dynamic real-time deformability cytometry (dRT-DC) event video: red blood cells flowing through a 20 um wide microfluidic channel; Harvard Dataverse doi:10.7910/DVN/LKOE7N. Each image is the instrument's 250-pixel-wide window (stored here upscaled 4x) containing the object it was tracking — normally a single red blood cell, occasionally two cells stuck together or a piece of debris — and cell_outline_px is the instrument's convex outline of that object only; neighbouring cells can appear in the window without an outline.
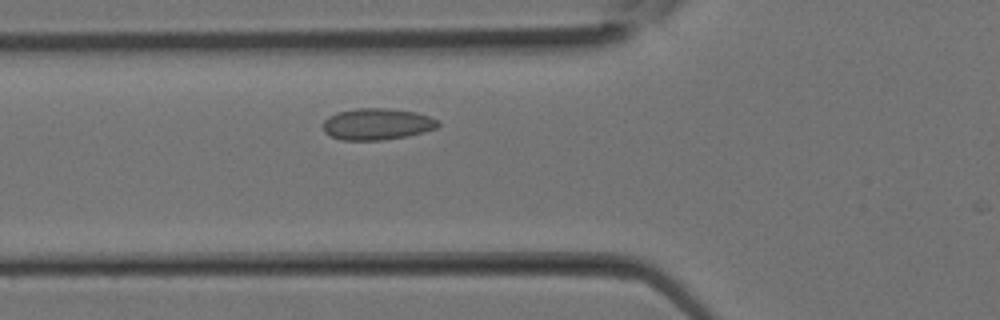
{"species": "Egyptian fruit bat (a non-hibernating species)", "species_latin": "Rousettus aegyptiacus", "temperature_condition": "room temperature", "stored_images_in_passage": 3, "camera_frame_rate_fps": 3000, "um_per_image_px": 0.085, "animal": {"sex": "female"}, "frame": {"image": 1, "passage_image": 2, "time_ms": 0.333, "image_size_px": [1000, 320], "cell_outline_px": [[440, 124], [436, 128], [424, 132], [408, 136], [384, 140], [344, 140], [332, 136], [324, 132], [324, 120], [328, 116], [336, 112], [356, 108], [388, 108], [416, 112], [440, 120]], "centroid_in_image_um": [32.07, 10.54], "position_along_channel_um": 93.7, "area_um2": 21.27}}